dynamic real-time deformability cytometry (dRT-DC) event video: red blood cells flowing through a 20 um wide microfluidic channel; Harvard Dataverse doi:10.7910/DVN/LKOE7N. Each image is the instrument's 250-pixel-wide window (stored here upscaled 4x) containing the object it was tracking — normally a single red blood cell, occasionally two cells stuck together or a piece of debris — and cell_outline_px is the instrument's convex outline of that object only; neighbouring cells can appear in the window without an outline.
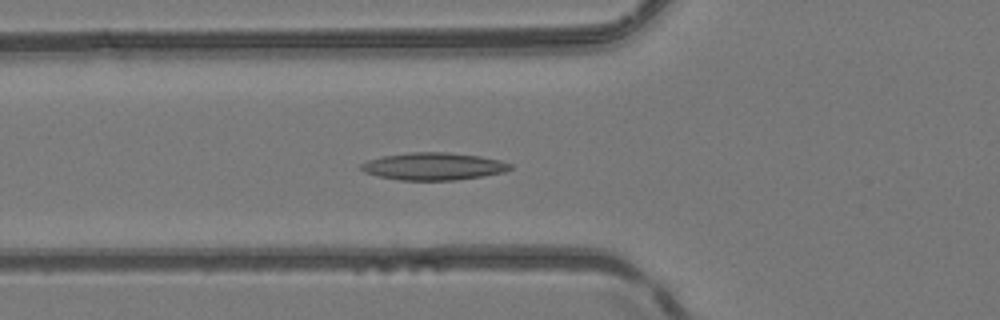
{"species": "common noctule bat (a hibernating species)", "species_latin": "Nyctalus noctula", "temperature_condition": "room temperature", "stored_images_in_passage": 51, "camera_frame_rate_fps": 3000, "um_per_image_px": 0.085, "animal": {"sex": "female", "body_mass_g": 24.6, "forearm_length_mm": 56.2}, "frame": {"image": 1, "passage_image": 19, "time_ms": 6.0, "image_size_px": [1000, 320], "cell_outline_px": [[512, 168], [504, 172], [484, 176], [456, 180], [400, 180], [380, 176], [364, 172], [360, 168], [360, 164], [368, 160], [384, 156], [408, 152], [448, 152], [480, 156], [500, 160], [512, 164]], "centroid_in_image_um": [36.87, 14.13], "position_along_channel_um": 88.9, "area_um2": 23.81}}
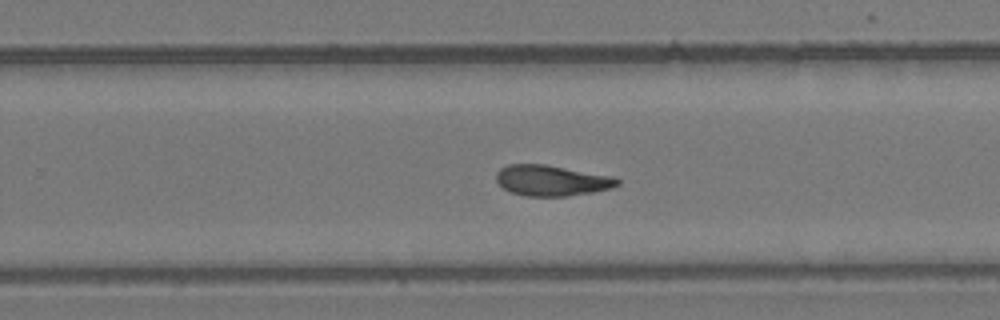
{"frame": {"image": 2, "passage_image": 33, "time_ms": 10.667, "image_size_px": [1000, 320], "cell_outline_px": [[620, 184], [612, 188], [592, 192], [568, 196], [524, 196], [512, 192], [504, 188], [496, 180], [496, 172], [500, 168], [508, 164], [544, 164], [616, 176], [620, 180]], "centroid_in_image_um": [46.92, 15.33], "position_along_channel_um": 282.9, "area_um2": 21.85}}
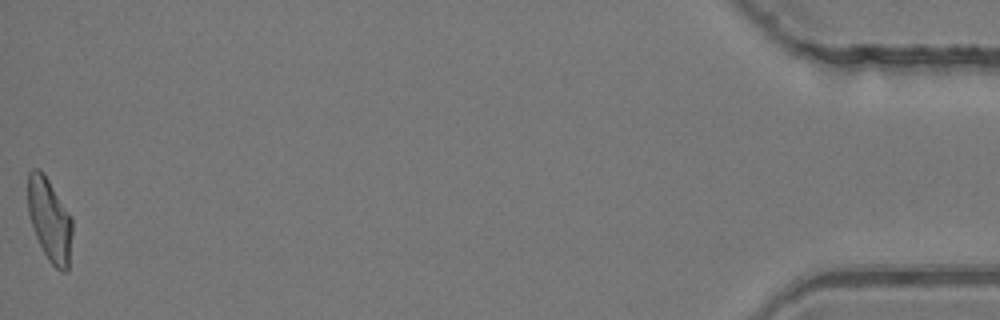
{"frame": {"image": 3, "passage_image": 51, "time_ms": 16.667, "image_size_px": [1000, 320], "cell_outline_px": [[72, 232], [68, 268], [64, 272], [60, 272], [48, 260], [36, 236], [28, 212], [28, 172], [32, 168], [40, 168], [44, 172], [72, 216]], "centroid_in_image_um": [4.22, 18.64], "position_along_channel_um": 431.0, "area_um2": 21.62}, "authors_computed_cell_mechanics": {"area_um2": 22.0796, "velocity_mm_per_s": 4.1464, "shape_relaxation_time_tau1_ms": null, "shape_relaxation_time_tau2_ms": 4.5531, "deformation_change_tau1": null, "deformation_change_tau2": 0.1333}}